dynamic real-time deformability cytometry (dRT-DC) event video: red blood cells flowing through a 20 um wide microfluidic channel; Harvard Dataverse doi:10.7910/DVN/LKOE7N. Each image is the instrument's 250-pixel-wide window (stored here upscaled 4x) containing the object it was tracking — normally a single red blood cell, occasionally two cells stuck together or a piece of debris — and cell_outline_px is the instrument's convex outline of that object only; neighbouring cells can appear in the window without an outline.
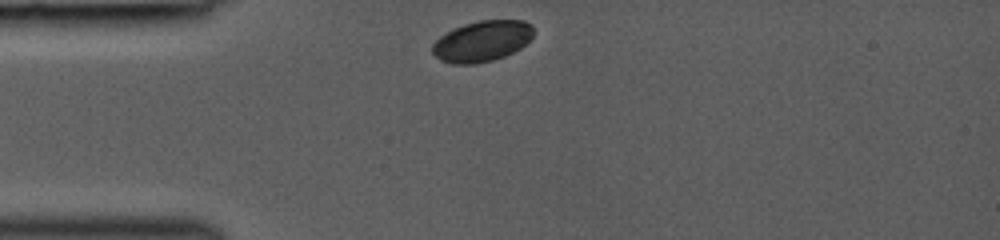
{"species": "common noctule bat (a hibernating species)", "species_latin": "Nyctalus noctula", "temperature_condition": "room temperature", "stored_images_in_passage": 6, "camera_frame_rate_fps": 3000, "um_per_image_px": 0.085, "animal": {"sex": "female", "body_mass_g": 19.0, "forearm_length_mm": 53.3}, "frame": {"image": 1, "passage_image": 1, "time_ms": 0.0, "image_size_px": [1000, 240], "cell_outline_px": [[532, 36], [520, 48], [504, 56], [492, 60], [476, 64], [452, 64], [440, 60], [432, 52], [432, 44], [440, 36], [452, 28], [464, 24], [480, 20], [524, 20], [532, 24]], "centroid_in_image_um": [40.94, 3.49], "position_along_channel_um": 44.1, "area_um2": 24.04}}
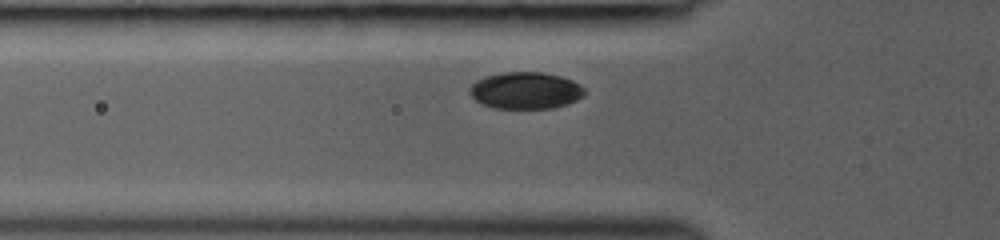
{"frame": {"image": 2, "passage_image": 5, "time_ms": 1.333, "image_size_px": [1000, 240], "cell_outline_px": [[584, 96], [568, 104], [552, 108], [492, 108], [476, 100], [468, 92], [468, 88], [476, 80], [484, 76], [504, 72], [544, 72], [560, 76], [572, 80], [580, 84], [584, 88]], "centroid_in_image_um": [44.67, 7.68], "position_along_channel_um": 81.1, "area_um2": 24.8}}